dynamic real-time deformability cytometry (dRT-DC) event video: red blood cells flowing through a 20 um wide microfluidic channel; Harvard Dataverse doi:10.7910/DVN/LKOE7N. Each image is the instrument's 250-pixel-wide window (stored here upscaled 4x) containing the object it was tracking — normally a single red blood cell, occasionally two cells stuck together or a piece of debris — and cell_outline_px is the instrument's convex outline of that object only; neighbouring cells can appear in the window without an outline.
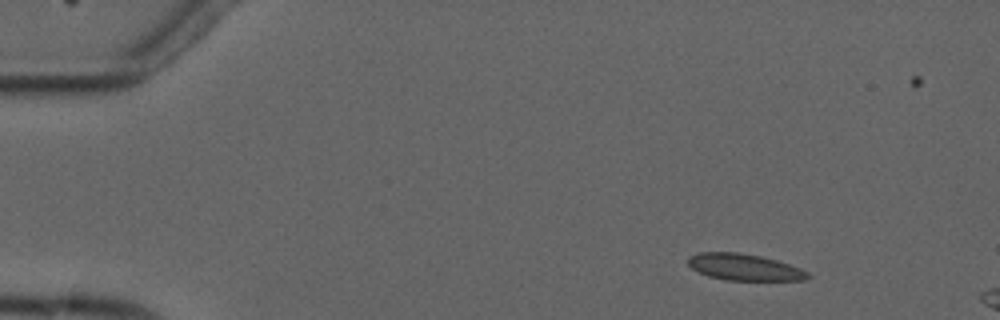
{"species": "common noctule bat (a hibernating species)", "species_latin": "Nyctalus noctula", "temperature_condition": "cold", "stored_images_in_passage": 9, "camera_frame_rate_fps": 3000, "um_per_image_px": 0.085, "animal": {"sex": "male", "forearm_length_mm": 52.5}, "frame": {"image": 1, "passage_image": 2, "time_ms": 1.333, "image_size_px": [1000, 320], "cell_outline_px": [[812, 276], [804, 280], [724, 280], [708, 276], [692, 268], [688, 264], [688, 256], [696, 252], [736, 252], [760, 256], [776, 260], [800, 268], [808, 272]], "centroid_in_image_um": [63.24, 22.7], "position_along_channel_um": 21.8, "area_um2": 18.5}}
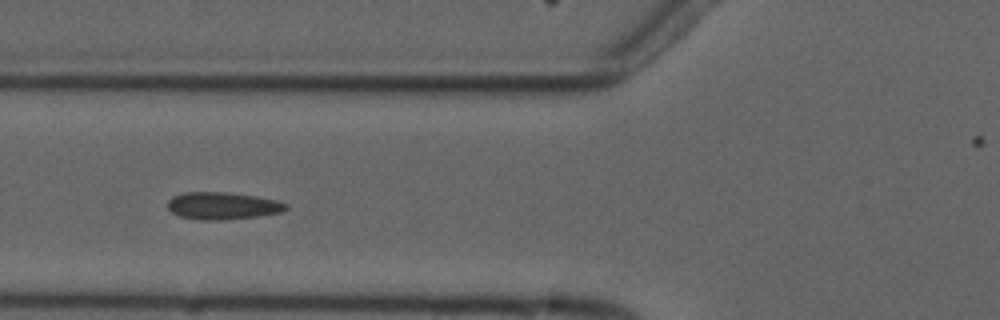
{"frame": {"image": 2, "passage_image": 6, "time_ms": 6.0, "image_size_px": [1000, 320], "cell_outline_px": [[288, 208], [284, 212], [260, 216], [224, 220], [200, 220], [180, 216], [172, 212], [168, 208], [168, 200], [172, 196], [184, 192], [228, 192], [256, 196], [276, 200], [288, 204]], "centroid_in_image_um": [18.95, 17.49], "position_along_channel_um": 106.9, "area_um2": 19.02}}
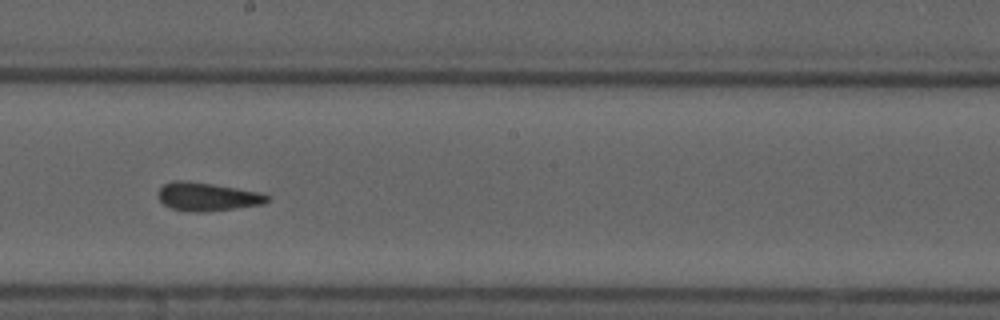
{"frame": {"image": 3, "passage_image": 9, "time_ms": 9.333, "image_size_px": [1000, 320], "cell_outline_px": [[272, 196], [264, 204], [200, 212], [192, 212], [172, 208], [164, 204], [156, 196], [156, 192], [164, 184], [172, 180], [188, 180], [260, 192]], "centroid_in_image_um": [17.59, 16.7], "position_along_channel_um": 230.6, "area_um2": 18.03}}